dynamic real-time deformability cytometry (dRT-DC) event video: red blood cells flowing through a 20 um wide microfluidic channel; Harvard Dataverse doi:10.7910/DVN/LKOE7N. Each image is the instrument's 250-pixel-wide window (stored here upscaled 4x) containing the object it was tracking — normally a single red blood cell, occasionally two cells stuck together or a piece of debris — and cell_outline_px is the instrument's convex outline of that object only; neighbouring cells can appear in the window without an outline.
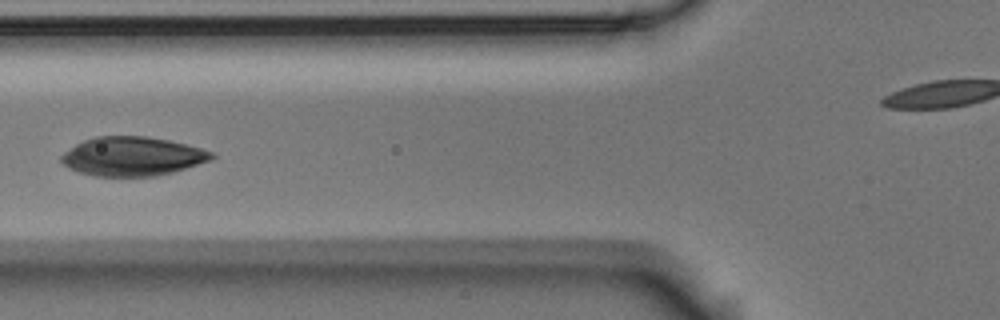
{"species": "Egyptian fruit bat (a non-hibernating species)", "species_latin": "Rousettus aegyptiacus", "temperature_condition": "room temperature", "stored_images_in_passage": 7, "segment_of_instrument_passage": [1, 2], "camera_frame_rate_fps": 3000, "um_per_image_px": 0.085, "animal": {"sex": "male"}, "frame": {"image": 1, "passage_image": 6, "time_ms": 1.667, "image_size_px": [1000, 320], "cell_outline_px": [[216, 156], [212, 160], [172, 172], [156, 176], [92, 176], [68, 168], [60, 160], [60, 156], [64, 152], [76, 144], [84, 140], [96, 136], [148, 136], [168, 140], [200, 148], [212, 152]], "centroid_in_image_um": [11.24, 13.29], "position_along_channel_um": 114.6, "area_um2": 34.1}}